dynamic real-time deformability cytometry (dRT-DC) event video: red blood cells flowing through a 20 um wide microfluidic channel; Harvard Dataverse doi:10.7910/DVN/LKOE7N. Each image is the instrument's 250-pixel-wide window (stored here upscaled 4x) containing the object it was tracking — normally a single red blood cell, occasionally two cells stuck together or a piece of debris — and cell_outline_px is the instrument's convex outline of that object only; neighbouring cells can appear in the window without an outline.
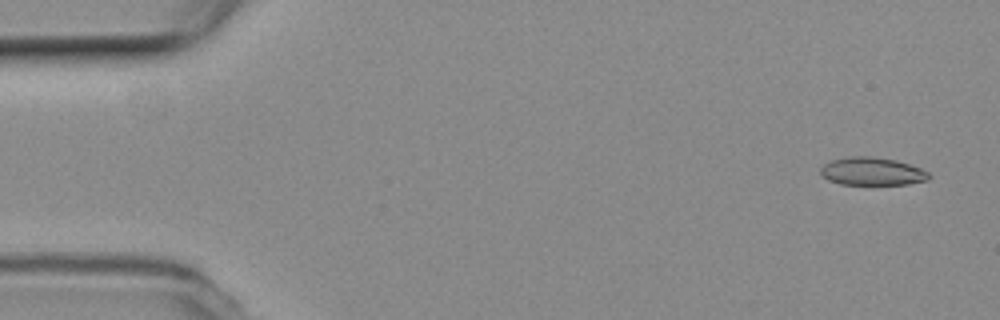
{"species": "common noctule bat (a hibernating species)", "species_latin": "Nyctalus noctula", "temperature_condition": "room temperature", "stored_images_in_passage": 11, "camera_frame_rate_fps": 3000, "um_per_image_px": 0.085, "animal": {"sex": "female", "body_mass_g": 19.3, "forearm_length_mm": 54.1}, "frame": {"image": 1, "passage_image": 3, "time_ms": 0.667, "image_size_px": [1000, 320], "cell_outline_px": [[932, 176], [928, 180], [908, 184], [840, 184], [828, 180], [820, 176], [820, 168], [824, 164], [832, 160], [852, 156], [872, 156], [896, 160], [920, 168], [928, 172]], "centroid_in_image_um": [74.11, 14.57], "position_along_channel_um": 10.9, "area_um2": 17.69}}